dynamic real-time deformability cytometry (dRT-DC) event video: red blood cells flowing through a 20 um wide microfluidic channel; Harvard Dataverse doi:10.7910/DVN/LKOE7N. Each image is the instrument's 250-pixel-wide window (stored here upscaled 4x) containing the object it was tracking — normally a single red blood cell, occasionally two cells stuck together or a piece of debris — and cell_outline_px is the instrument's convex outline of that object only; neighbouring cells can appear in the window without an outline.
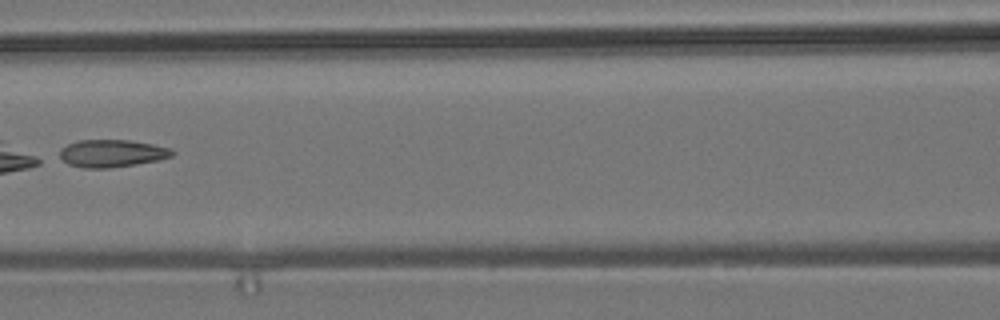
{"species": "common noctule bat (a hibernating species)", "species_latin": "Nyctalus noctula", "temperature_condition": "room temperature", "stored_images_in_passage": 5, "camera_frame_rate_fps": 3000, "um_per_image_px": 0.085, "animal": {"sex": "male", "body_mass_g": 19.2, "forearm_length_mm": 51.8}, "frame": {"image": 1, "passage_image": 4, "time_ms": 3.333, "image_size_px": [1000, 320], "cell_outline_px": [[176, 152], [172, 156], [156, 160], [136, 164], [108, 168], [84, 168], [68, 164], [60, 156], [60, 148], [76, 140], [128, 140], [152, 144], [172, 148]], "centroid_in_image_um": [9.51, 13.03], "position_along_channel_um": 157.1, "area_um2": 17.98}}
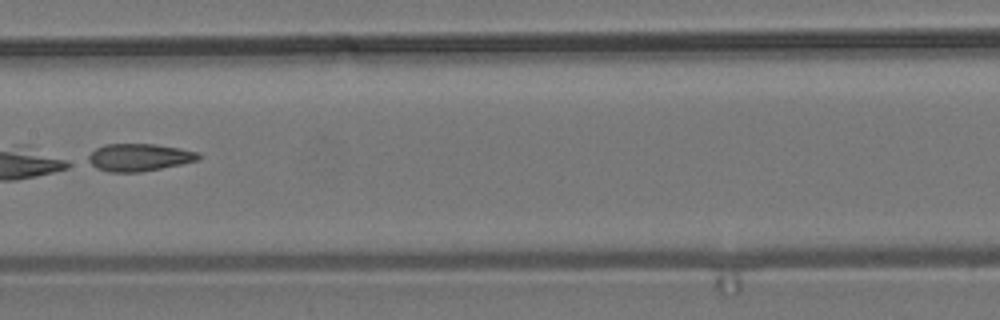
{"frame": {"image": 2, "passage_image": 5, "time_ms": 4.333, "image_size_px": [1000, 320], "cell_outline_px": [[200, 160], [140, 172], [108, 172], [96, 168], [88, 160], [88, 156], [96, 148], [104, 144], [156, 144], [180, 148], [200, 152]], "centroid_in_image_um": [11.84, 13.37], "position_along_channel_um": 195.6, "area_um2": 17.63}}